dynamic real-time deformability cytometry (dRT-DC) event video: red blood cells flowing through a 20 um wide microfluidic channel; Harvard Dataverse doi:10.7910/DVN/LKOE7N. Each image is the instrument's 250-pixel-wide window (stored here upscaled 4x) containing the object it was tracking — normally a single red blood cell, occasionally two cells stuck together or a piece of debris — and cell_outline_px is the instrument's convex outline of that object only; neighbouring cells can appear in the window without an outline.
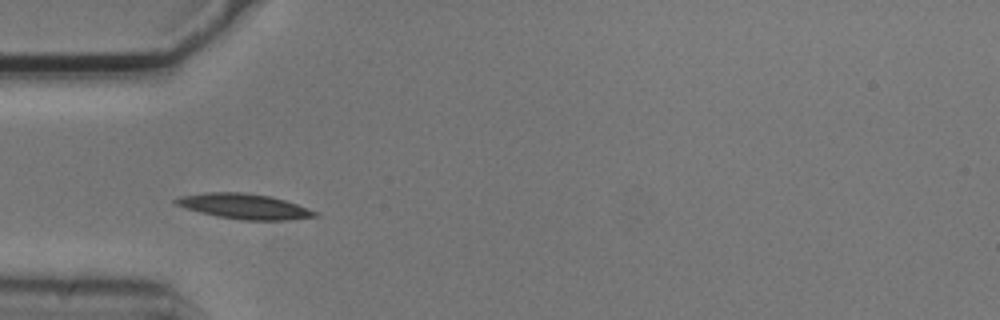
{"species": "common noctule bat (a hibernating species)", "species_latin": "Nyctalus noctula", "temperature_condition": "cold", "stored_images_in_passage": 5, "camera_frame_rate_fps": 3000, "um_per_image_px": 0.085, "animal": {"sex": "male", "body_mass_g": 20.5, "forearm_length_mm": 52.5}, "frame": {"image": 1, "passage_image": 4, "time_ms": 1.0, "image_size_px": [1000, 320], "cell_outline_px": [[320, 216], [288, 220], [244, 220], [216, 216], [184, 208], [176, 204], [172, 200], [180, 196], [208, 192], [244, 192], [272, 196], [320, 212]], "centroid_in_image_um": [20.79, 17.54], "position_along_channel_um": 64.2, "area_um2": 20.58}}